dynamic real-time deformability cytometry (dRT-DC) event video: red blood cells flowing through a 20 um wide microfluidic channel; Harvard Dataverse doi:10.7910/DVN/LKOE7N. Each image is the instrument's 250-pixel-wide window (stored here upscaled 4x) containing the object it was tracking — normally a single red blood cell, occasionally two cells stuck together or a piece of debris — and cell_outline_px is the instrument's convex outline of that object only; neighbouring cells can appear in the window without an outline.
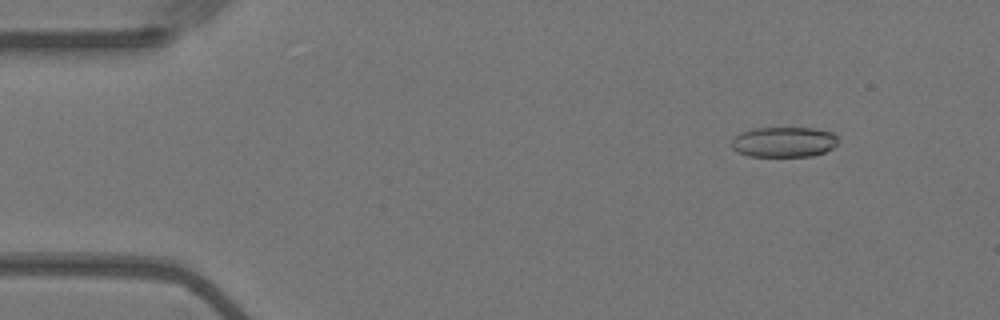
{"species": "Egyptian fruit bat (a non-hibernating species)", "species_latin": "Rousettus aegyptiacus", "temperature_condition": "warm", "stored_images_in_passage": 56, "camera_frame_rate_fps": 3000, "um_per_image_px": 0.085, "animal": {"sex": "female"}, "frame": {"image": 1, "passage_image": 6, "time_ms": 1.667, "image_size_px": [1000, 320], "cell_outline_px": [[836, 144], [832, 148], [824, 152], [812, 156], [748, 156], [736, 152], [732, 148], [732, 140], [740, 132], [752, 128], [812, 128], [832, 132], [836, 136]], "centroid_in_image_um": [66.59, 12.07], "position_along_channel_um": 18.4, "area_um2": 18.79}}
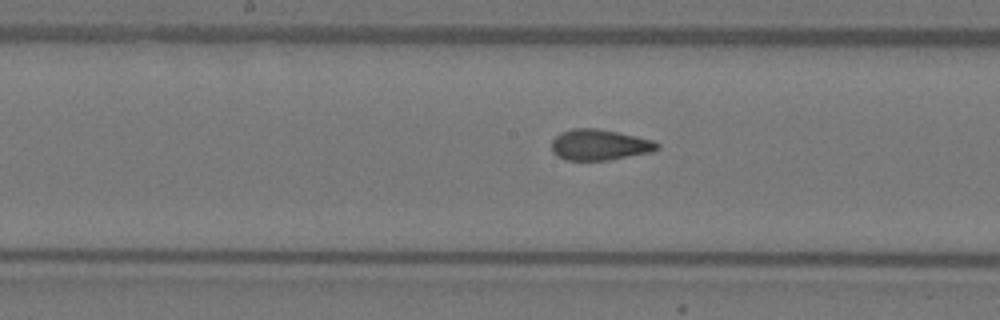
{"frame": {"image": 2, "passage_image": 28, "time_ms": 9.0, "image_size_px": [1000, 320], "cell_outline_px": [[660, 148], [652, 152], [608, 160], [564, 160], [556, 156], [552, 152], [552, 140], [560, 132], [572, 128], [596, 128], [636, 136], [652, 140], [660, 144]], "centroid_in_image_um": [50.94, 12.31], "position_along_channel_um": 197.3, "area_um2": 19.07}}
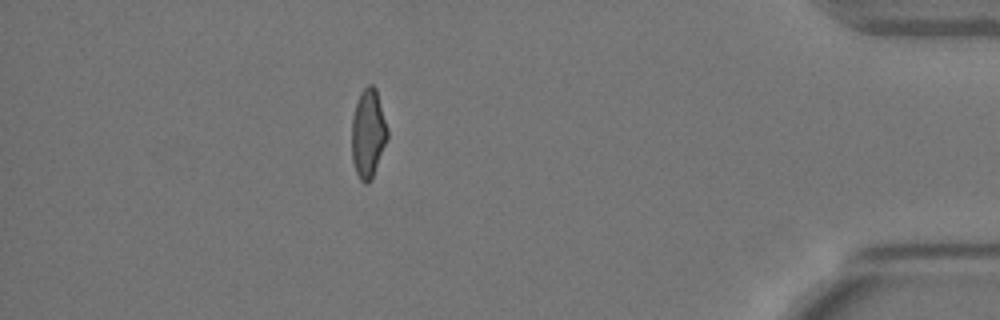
{"frame": {"image": 3, "passage_image": 49, "time_ms": 16.0, "image_size_px": [1000, 320], "cell_outline_px": [[388, 136], [372, 180], [368, 184], [364, 184], [360, 180], [356, 172], [352, 160], [352, 116], [360, 92], [368, 84], [372, 84], [376, 88], [388, 128]], "centroid_in_image_um": [31.29, 11.36], "position_along_channel_um": 403.9, "area_um2": 18.61}, "authors_computed_cell_mechanics": {"area_um2": 19.1029, "velocity_mm_per_s": 3.648, "shape_relaxation_time_tau1_ms": null, "shape_relaxation_time_tau2_ms": 1.1944, "deformation_change_tau1": null, "deformation_change_tau2": 0.0822}}